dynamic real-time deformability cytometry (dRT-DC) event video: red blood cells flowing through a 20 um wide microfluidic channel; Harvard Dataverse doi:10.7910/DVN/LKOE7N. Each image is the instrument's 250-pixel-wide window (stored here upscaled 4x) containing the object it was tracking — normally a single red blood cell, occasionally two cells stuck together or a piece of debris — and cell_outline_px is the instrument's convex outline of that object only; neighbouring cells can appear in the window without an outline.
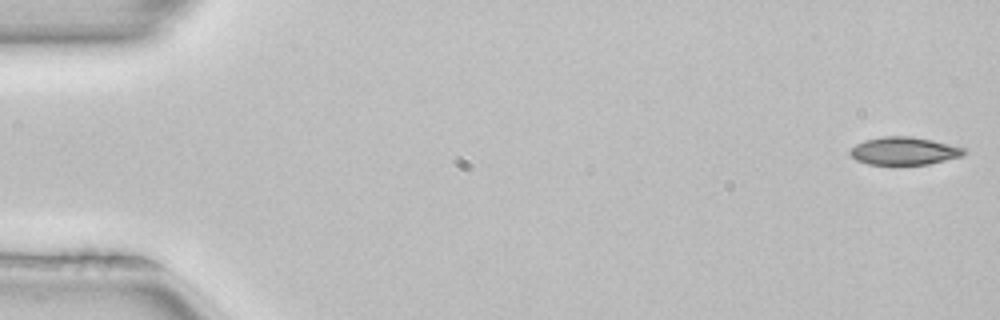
{"species": "common noctule bat (a hibernating species)", "species_latin": "Nyctalus noctula", "temperature_condition": "room temperature", "stored_images_in_passage": 8, "camera_frame_rate_fps": 3000, "um_per_image_px": 0.085, "animal": {"sex": "female", "body_mass_g": 22.7, "forearm_length_mm": 54.2}, "frame": {"image": 1, "passage_image": 1, "time_ms": 0.0, "image_size_px": [1000, 320], "cell_outline_px": [[964, 152], [960, 156], [928, 164], [868, 164], [856, 160], [848, 152], [856, 144], [864, 140], [884, 136], [908, 136], [932, 140], [964, 148]], "centroid_in_image_um": [76.79, 12.82], "position_along_channel_um": 8.2, "area_um2": 18.09}}
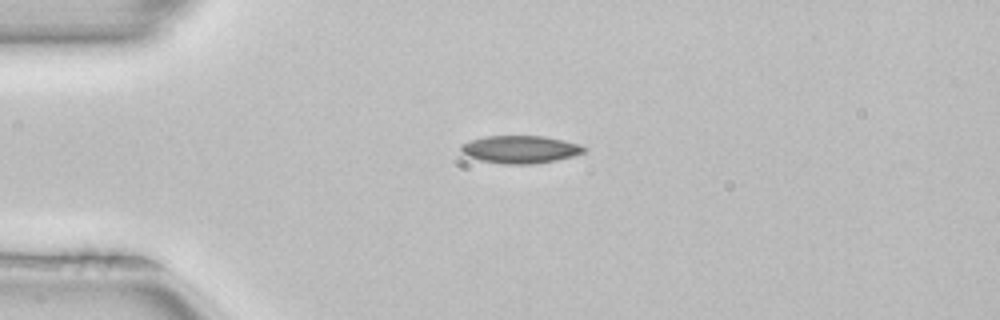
{"frame": {"image": 2, "passage_image": 6, "time_ms": 1.667, "image_size_px": [1000, 320], "cell_outline_px": [[588, 148], [584, 152], [572, 156], [556, 160], [532, 164], [504, 164], [480, 160], [468, 156], [460, 152], [460, 144], [484, 136], [544, 136], [564, 140], [580, 144]], "centroid_in_image_um": [44.22, 12.69], "position_along_channel_um": 40.8, "area_um2": 19.88}}